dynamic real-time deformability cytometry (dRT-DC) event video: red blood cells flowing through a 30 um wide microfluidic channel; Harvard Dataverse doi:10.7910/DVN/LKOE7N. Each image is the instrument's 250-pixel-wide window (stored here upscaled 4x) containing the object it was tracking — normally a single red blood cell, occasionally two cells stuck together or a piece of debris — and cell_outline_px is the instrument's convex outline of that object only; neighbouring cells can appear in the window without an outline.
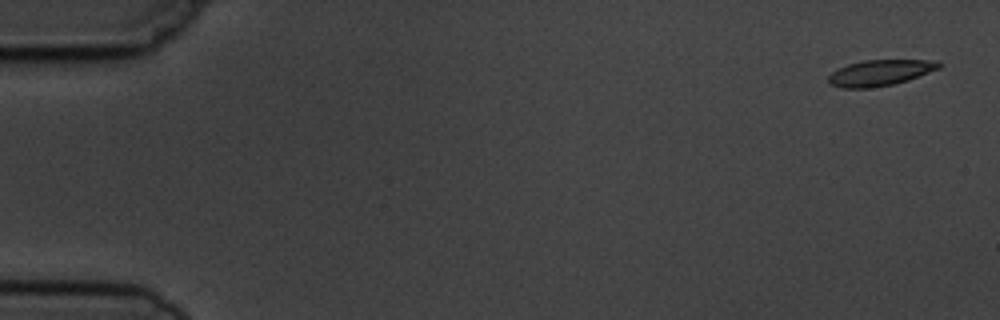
{"species": "common noctule bat (a hibernating species)", "species_latin": "Nyctalus noctula", "temperature_condition": "cold", "stored_images_in_passage": 5, "camera_frame_rate_fps": 3000, "um_per_image_px": 0.085, "animal": {"sex": "male", "body_mass_g": 19.5, "forearm_length_mm": 54.6}, "frame": {"image": 1, "passage_image": 1, "time_ms": 0.0, "image_size_px": [1000, 320], "cell_outline_px": [[940, 68], [908, 80], [892, 84], [868, 88], [840, 88], [828, 84], [828, 76], [836, 68], [848, 64], [864, 60], [940, 60]], "centroid_in_image_um": [74.77, 6.18], "position_along_channel_um": 10.2, "area_um2": 16.76}}
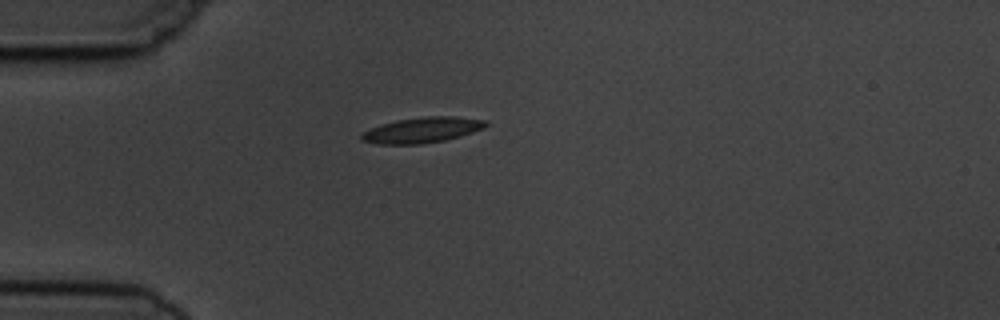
{"frame": {"image": 2, "passage_image": 4, "time_ms": 4.333, "image_size_px": [1000, 320], "cell_outline_px": [[488, 124], [484, 128], [460, 136], [444, 140], [420, 144], [376, 144], [360, 140], [360, 136], [364, 132], [380, 124], [396, 120], [428, 116], [456, 116], [488, 120]], "centroid_in_image_um": [35.9, 11.05], "position_along_channel_um": 49.1, "area_um2": 18.5}}